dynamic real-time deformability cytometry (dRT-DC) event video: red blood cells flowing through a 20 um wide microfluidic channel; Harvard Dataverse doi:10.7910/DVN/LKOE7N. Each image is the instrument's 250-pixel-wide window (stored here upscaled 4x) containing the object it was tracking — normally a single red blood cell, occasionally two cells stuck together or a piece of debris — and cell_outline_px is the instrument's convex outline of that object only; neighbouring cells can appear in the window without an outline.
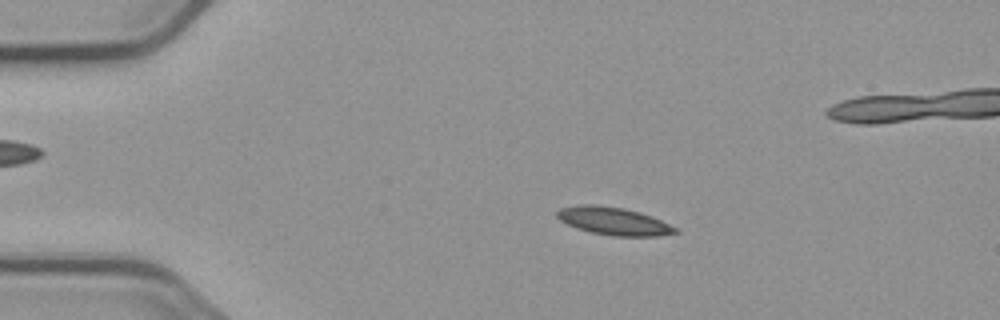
{"species": "common noctule bat (a hibernating species)", "species_latin": "Nyctalus noctula", "temperature_condition": "cold", "stored_images_in_passage": 6, "camera_frame_rate_fps": 3000, "um_per_image_px": 0.085, "animal": {"sex": "male", "body_mass_g": 23.1, "forearm_length_mm": 52.7}, "frame": {"image": 1, "passage_image": 2, "time_ms": 2.0, "image_size_px": [1000, 320], "cell_outline_px": [[676, 232], [660, 236], [612, 236], [592, 232], [576, 228], [560, 220], [556, 216], [556, 212], [560, 208], [580, 204], [592, 204], [624, 208], [660, 220], [676, 228]], "centroid_in_image_um": [52.09, 18.79], "position_along_channel_um": 32.9, "area_um2": 18.79}}
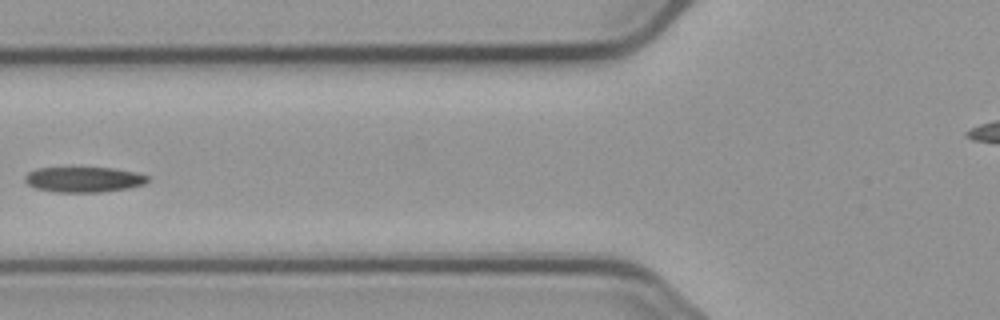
{"frame": {"image": 2, "passage_image": 5, "time_ms": 5.667, "image_size_px": [1000, 320], "cell_outline_px": [[148, 180], [144, 184], [128, 188], [100, 192], [52, 192], [36, 188], [28, 184], [24, 180], [24, 176], [28, 172], [36, 168], [112, 168], [136, 172], [148, 176]], "centroid_in_image_um": [7.09, 15.26], "position_along_channel_um": 118.7, "area_um2": 18.09}}
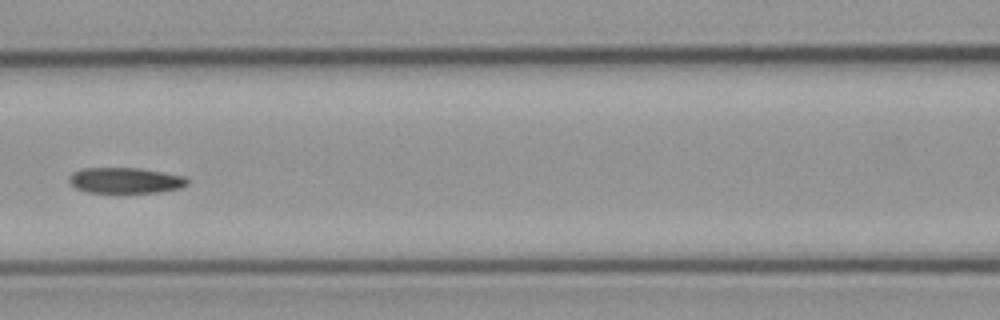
{"frame": {"image": 3, "passage_image": 6, "time_ms": 6.667, "image_size_px": [1000, 320], "cell_outline_px": [[188, 184], [180, 188], [156, 192], [116, 196], [88, 192], [76, 188], [68, 180], [68, 176], [72, 172], [80, 168], [140, 168], [188, 176]], "centroid_in_image_um": [10.64, 15.38], "position_along_channel_um": 156.0, "area_um2": 18.79}}